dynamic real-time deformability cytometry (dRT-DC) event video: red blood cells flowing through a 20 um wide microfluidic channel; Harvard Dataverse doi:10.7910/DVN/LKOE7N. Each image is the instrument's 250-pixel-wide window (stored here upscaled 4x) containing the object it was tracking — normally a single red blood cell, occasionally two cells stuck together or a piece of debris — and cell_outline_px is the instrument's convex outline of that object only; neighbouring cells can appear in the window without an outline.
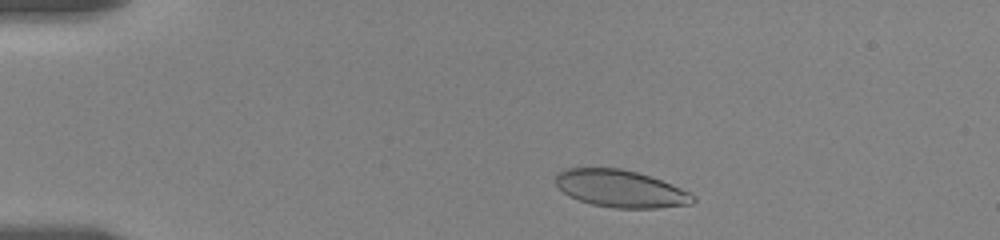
{"species": "human", "species_latin": "Homo sapiens", "temperature_condition": "room temperature", "stored_images_in_passage": 50, "camera_frame_rate_fps": 3000, "um_per_image_px": 0.085, "donor": {"sex": "female"}, "frame": {"image": 1, "passage_image": 5, "time_ms": 1.333, "image_size_px": [1000, 240], "cell_outline_px": [[696, 200], [692, 204], [656, 208], [612, 208], [592, 204], [568, 196], [556, 184], [556, 176], [564, 168], [620, 168], [636, 172], [672, 184], [692, 192], [696, 196]], "centroid_in_image_um": [52.79, 16.05], "position_along_channel_um": 32.2, "area_um2": 29.82}}
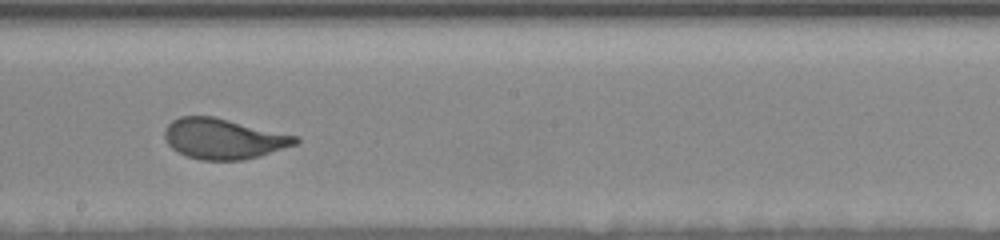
{"frame": {"image": 2, "passage_image": 27, "time_ms": 8.667, "image_size_px": [1000, 240], "cell_outline_px": [[300, 144], [260, 156], [244, 160], [200, 160], [188, 156], [172, 148], [168, 144], [164, 136], [164, 132], [168, 124], [172, 120], [180, 116], [212, 116], [300, 136]], "centroid_in_image_um": [19.06, 11.79], "position_along_channel_um": 229.1, "area_um2": 31.04}}
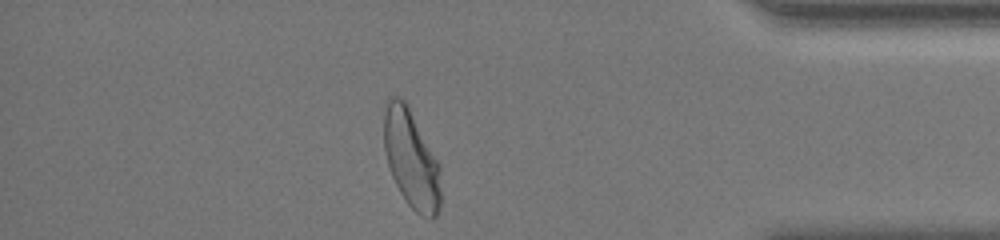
{"frame": {"image": 3, "passage_image": 44, "time_ms": 14.333, "image_size_px": [1000, 240], "cell_outline_px": [[440, 204], [436, 216], [432, 220], [428, 220], [420, 216], [408, 204], [400, 192], [392, 176], [388, 164], [384, 148], [384, 116], [388, 96], [400, 96], [408, 104], [440, 164]], "centroid_in_image_um": [34.97, 13.52], "position_along_channel_um": 400.2, "area_um2": 32.89}, "authors_computed_cell_mechanics": {"area_um2": 31.0964, "velocity_mm_per_s": 3.5058, "shape_relaxation_time_tau1_ms": 2.7211, "shape_relaxation_time_tau2_ms": null, "deformation_change_tau1": 0.1268, "deformation_change_tau2": null}}